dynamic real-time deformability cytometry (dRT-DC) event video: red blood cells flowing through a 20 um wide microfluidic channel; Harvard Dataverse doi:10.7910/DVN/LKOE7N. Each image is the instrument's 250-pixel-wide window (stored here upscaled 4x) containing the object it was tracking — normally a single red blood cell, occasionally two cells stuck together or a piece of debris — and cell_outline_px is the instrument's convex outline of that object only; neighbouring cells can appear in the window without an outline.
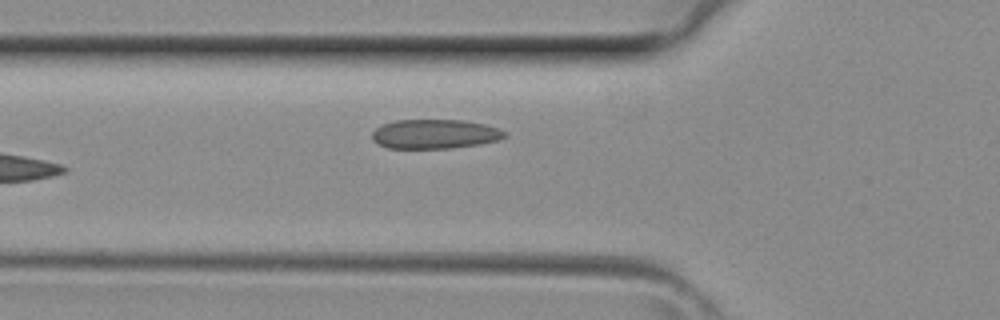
{"species": "common noctule bat (a hibernating species)", "species_latin": "Nyctalus noctula", "temperature_condition": "room temperature", "stored_images_in_passage": 4, "camera_frame_rate_fps": 3000, "um_per_image_px": 0.085, "animal": {"sex": "female", "body_mass_g": 29.2, "forearm_length_mm": 56.3}, "frame": {"image": 1, "passage_image": 4, "time_ms": 1.0, "image_size_px": [1000, 320], "cell_outline_px": [[508, 136], [496, 140], [480, 144], [448, 148], [388, 148], [372, 140], [372, 132], [376, 128], [384, 124], [396, 120], [464, 120], [484, 124], [500, 128]], "centroid_in_image_um": [36.96, 11.39], "position_along_channel_um": 88.8, "area_um2": 22.54}}